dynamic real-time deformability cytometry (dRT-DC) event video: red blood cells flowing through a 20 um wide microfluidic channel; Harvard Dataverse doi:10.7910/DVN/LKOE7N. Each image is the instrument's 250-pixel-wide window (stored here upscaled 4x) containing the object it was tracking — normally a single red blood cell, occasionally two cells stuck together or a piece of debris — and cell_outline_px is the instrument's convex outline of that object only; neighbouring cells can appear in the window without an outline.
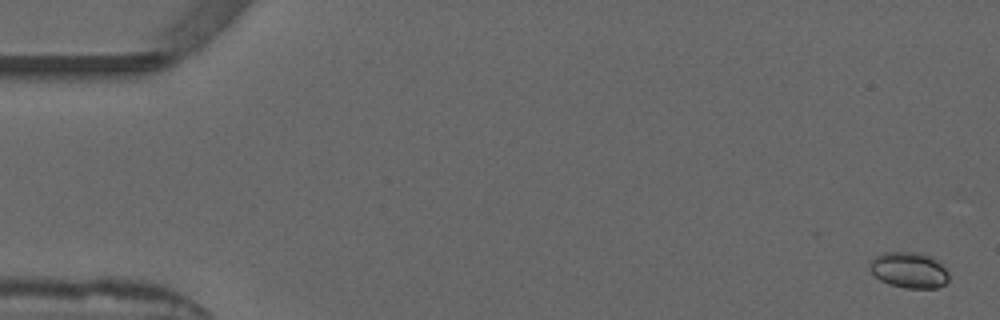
{"species": "common noctule bat (a hibernating species)", "species_latin": "Nyctalus noctula", "temperature_condition": "warm", "stored_images_in_passage": 54, "camera_frame_rate_fps": 3000, "um_per_image_px": 0.085, "animal": {"sex": "male", "forearm_length_mm": 52.5}, "frame": {"image": 1, "passage_image": 2, "time_ms": 0.333, "image_size_px": [1000, 320], "cell_outline_px": [[948, 280], [944, 284], [936, 288], [904, 288], [888, 284], [880, 280], [868, 268], [872, 260], [876, 256], [884, 252], [924, 252], [932, 256], [948, 272]], "centroid_in_image_um": [77.27, 22.95], "position_along_channel_um": 7.7, "area_um2": 16.59}}
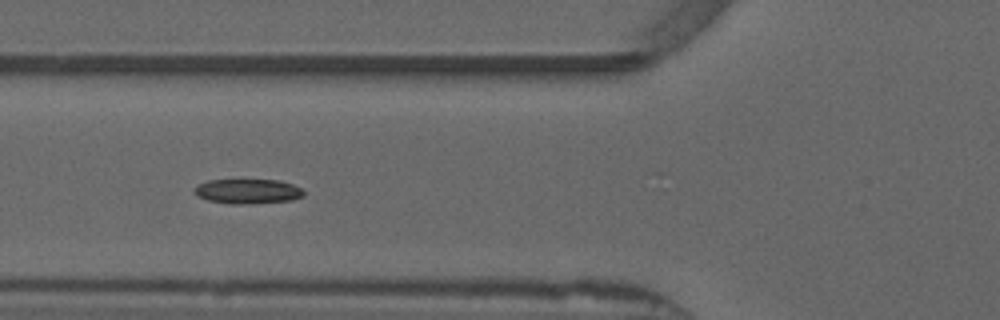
{"frame": {"image": 2, "passage_image": 21, "time_ms": 6.667, "image_size_px": [1000, 320], "cell_outline_px": [[304, 196], [292, 200], [248, 204], [232, 204], [208, 200], [196, 196], [192, 192], [192, 188], [196, 184], [208, 180], [280, 180], [292, 184], [300, 188], [304, 192]], "centroid_in_image_um": [21.0, 16.26], "position_along_channel_um": 104.8, "area_um2": 15.95}}
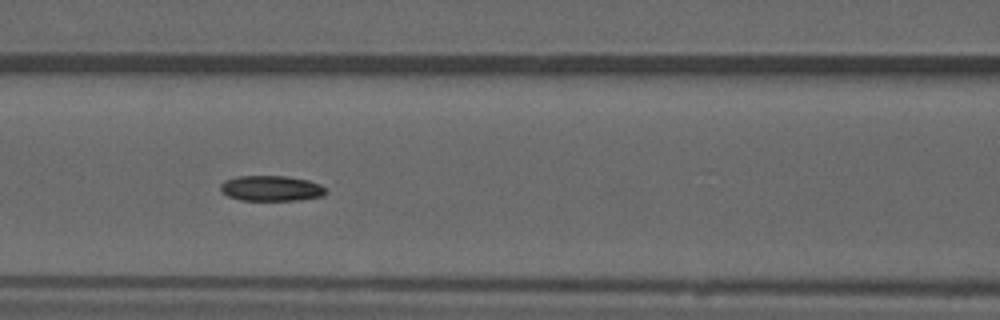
{"frame": {"image": 3, "passage_image": 24, "time_ms": 7.667, "image_size_px": [1000, 320], "cell_outline_px": [[328, 192], [324, 196], [300, 200], [240, 200], [228, 196], [220, 188], [220, 184], [224, 180], [236, 176], [288, 176], [308, 180], [320, 184], [328, 188]], "centroid_in_image_um": [23.11, 16.0], "position_along_channel_um": 143.5, "area_um2": 15.84}, "authors_computed_cell_mechanics": {"area_um2": 15.5771, "velocity_mm_per_s": 3.8553, "shape_relaxation_time_tau1_ms": 10.0187, "shape_relaxation_time_tau2_ms": null, "deformation_change_tau1": 0.1828, "deformation_change_tau2": null}}